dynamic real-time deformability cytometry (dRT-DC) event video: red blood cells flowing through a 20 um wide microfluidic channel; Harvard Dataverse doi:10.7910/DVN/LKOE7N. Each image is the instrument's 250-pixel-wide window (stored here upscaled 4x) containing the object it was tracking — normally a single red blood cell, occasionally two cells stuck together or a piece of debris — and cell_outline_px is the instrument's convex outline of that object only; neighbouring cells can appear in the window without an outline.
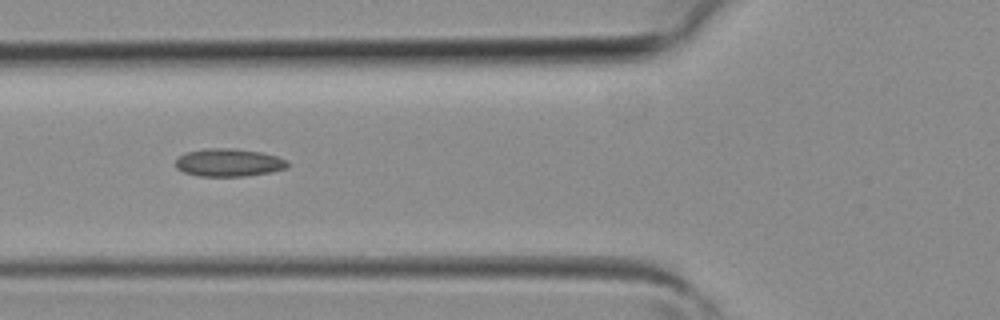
{"species": "common noctule bat (a hibernating species)", "species_latin": "Nyctalus noctula", "temperature_condition": "room temperature", "stored_images_in_passage": 2, "camera_frame_rate_fps": 3000, "um_per_image_px": 0.085, "animal": {"sex": "female", "body_mass_g": 19.3, "forearm_length_mm": 54.1}, "frame": {"image": 1, "passage_image": 2, "time_ms": 0.333, "image_size_px": [1000, 320], "cell_outline_px": [[288, 168], [272, 172], [248, 176], [200, 176], [184, 172], [176, 168], [176, 160], [184, 152], [208, 148], [236, 148], [260, 152], [276, 156], [288, 160]], "centroid_in_image_um": [19.47, 13.82], "position_along_channel_um": 106.3, "area_um2": 18.32}}